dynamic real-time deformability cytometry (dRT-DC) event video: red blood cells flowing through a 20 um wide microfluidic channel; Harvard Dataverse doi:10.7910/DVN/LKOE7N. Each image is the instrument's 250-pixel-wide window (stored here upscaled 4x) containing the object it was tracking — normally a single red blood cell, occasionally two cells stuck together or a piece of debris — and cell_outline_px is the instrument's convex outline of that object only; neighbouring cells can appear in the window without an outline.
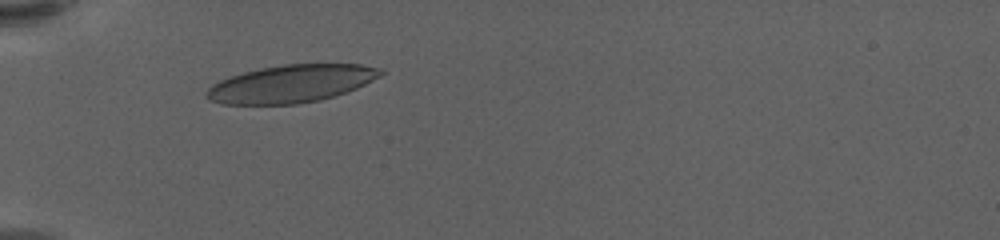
{"species": "human", "species_latin": "Homo sapiens", "temperature_condition": "warm", "stored_images_in_passage": 42, "camera_frame_rate_fps": 3000, "um_per_image_px": 0.085, "donor": {"sex": "female"}, "frame": {"image": 1, "passage_image": 10, "time_ms": 3.0, "image_size_px": [1000, 240], "cell_outline_px": [[384, 72], [380, 76], [356, 88], [320, 100], [296, 104], [220, 104], [208, 100], [204, 96], [204, 92], [212, 84], [220, 80], [244, 72], [260, 68], [284, 64], [360, 64], [384, 68]], "centroid_in_image_um": [24.72, 7.11], "position_along_channel_um": 60.3, "area_um2": 38.15}}
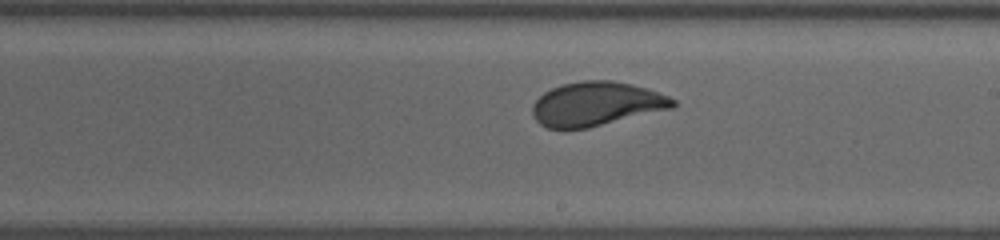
{"frame": {"image": 2, "passage_image": 26, "time_ms": 8.333, "image_size_px": [1000, 240], "cell_outline_px": [[676, 104], [672, 108], [588, 128], [548, 128], [540, 124], [532, 116], [532, 104], [544, 92], [552, 88], [564, 84], [580, 80], [612, 80], [632, 84], [648, 88], [668, 96], [676, 100]], "centroid_in_image_um": [50.68, 8.82], "position_along_channel_um": 238.3, "area_um2": 36.01}}
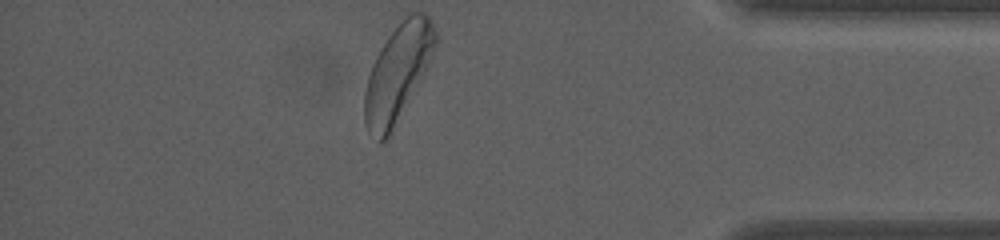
{"frame": {"image": 3, "passage_image": 42, "time_ms": 13.667, "image_size_px": [1000, 240], "cell_outline_px": [[440, 40], [420, 80], [388, 140], [380, 144], [368, 132], [364, 124], [364, 92], [368, 76], [372, 64], [376, 56], [388, 36], [408, 12], [424, 12], [432, 20], [436, 28]], "centroid_in_image_um": [33.82, 6.2], "position_along_channel_um": 401.4, "area_um2": 40.34}, "authors_computed_cell_mechanics": {"area_um2": 36.2695, "velocity_mm_per_s": 3.5597, "shape_relaxation_time_tau1_ms": 3.366, "shape_relaxation_time_tau2_ms": null, "deformation_change_tau1": 0.1574, "deformation_change_tau2": null}}